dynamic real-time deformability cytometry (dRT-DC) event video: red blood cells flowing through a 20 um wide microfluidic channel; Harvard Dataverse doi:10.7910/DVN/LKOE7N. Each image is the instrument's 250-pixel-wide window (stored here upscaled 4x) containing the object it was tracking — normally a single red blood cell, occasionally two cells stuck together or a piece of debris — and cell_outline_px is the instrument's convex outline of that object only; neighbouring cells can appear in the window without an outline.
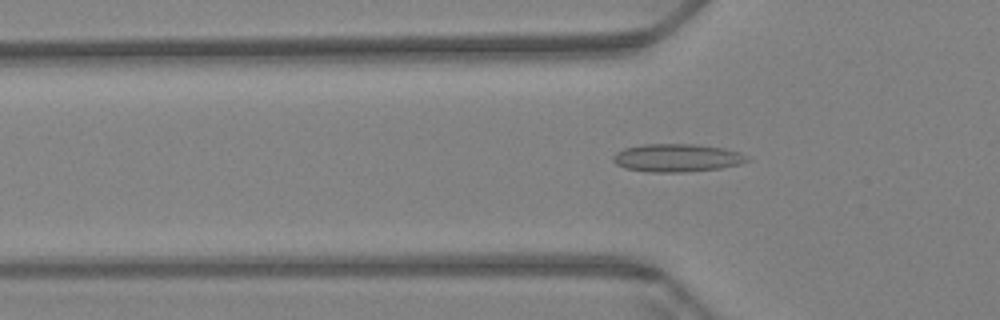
{"species": "Egyptian fruit bat (a non-hibernating species)", "species_latin": "Rousettus aegyptiacus", "temperature_condition": "warm", "stored_images_in_passage": 52, "camera_frame_rate_fps": 3000, "um_per_image_px": 0.085, "animal": {"sex": "female"}, "frame": {"image": 1, "passage_image": 19, "time_ms": 6.0, "image_size_px": [1000, 320], "cell_outline_px": [[748, 160], [740, 164], [720, 168], [684, 172], [648, 172], [624, 168], [616, 164], [612, 160], [612, 156], [616, 152], [624, 148], [644, 144], [692, 144], [724, 148], [740, 152]], "centroid_in_image_um": [57.48, 13.42], "position_along_channel_um": 68.3, "area_um2": 21.79}}
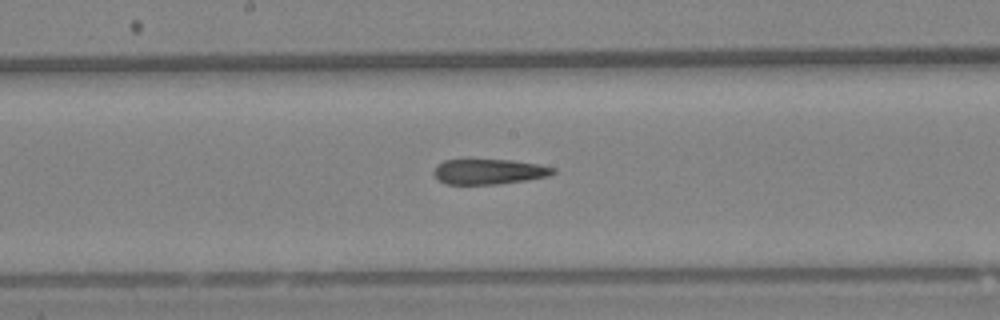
{"frame": {"image": 2, "passage_image": 31, "time_ms": 10.0, "image_size_px": [1000, 320], "cell_outline_px": [[556, 172], [548, 176], [500, 184], [444, 184], [432, 172], [436, 164], [444, 160], [464, 156], [512, 160], [540, 164], [556, 168]], "centroid_in_image_um": [41.49, 14.53], "position_along_channel_um": 206.7, "area_um2": 18.55}}
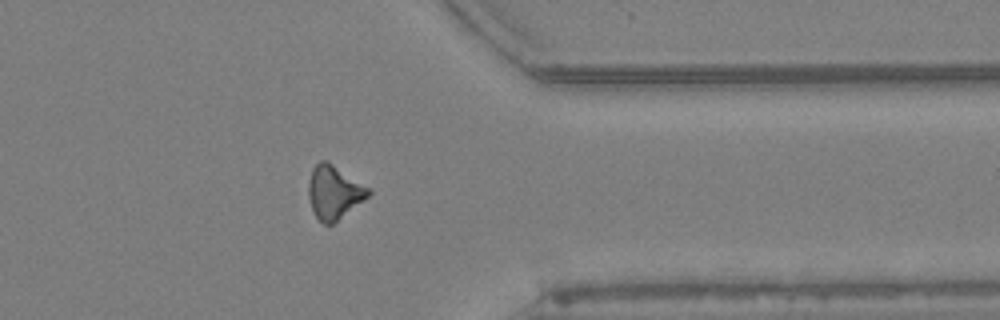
{"frame": {"image": 3, "passage_image": 47, "time_ms": 15.333, "image_size_px": [1000, 320], "cell_outline_px": [[372, 192], [364, 200], [332, 224], [324, 224], [316, 216], [312, 208], [308, 196], [308, 180], [312, 168], [320, 160], [328, 160], [372, 188]], "centroid_in_image_um": [28.41, 16.29], "position_along_channel_um": 383.0, "area_um2": 18.9}, "authors_computed_cell_mechanics": {"area_um2": 18.9006, "velocity_mm_per_s": 3.4744, "shape_relaxation_time_tau1_ms": null, "shape_relaxation_time_tau2_ms": 6.6782, "deformation_change_tau1": null, "deformation_change_tau2": 0.1525}}